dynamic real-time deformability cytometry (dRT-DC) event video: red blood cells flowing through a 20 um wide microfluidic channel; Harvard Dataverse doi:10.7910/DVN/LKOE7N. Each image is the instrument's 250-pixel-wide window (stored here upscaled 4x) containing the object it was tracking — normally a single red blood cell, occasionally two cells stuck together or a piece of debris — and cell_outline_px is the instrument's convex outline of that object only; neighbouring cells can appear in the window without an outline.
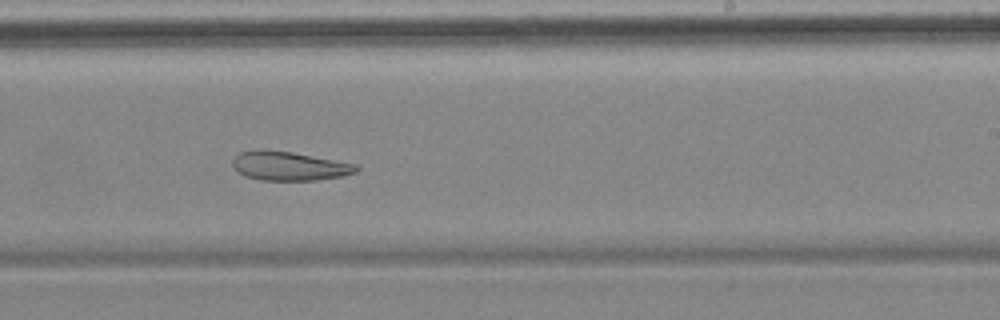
{"species": "common noctule bat (a hibernating species)", "species_latin": "Nyctalus noctula", "temperature_condition": "cold", "stored_images_in_passage": 10, "camera_frame_rate_fps": 3000, "um_per_image_px": 0.085, "animal": {"sex": "female", "body_mass_g": 18.4}, "frame": {"image": 1, "passage_image": 9, "time_ms": 10.333, "image_size_px": [1000, 320], "cell_outline_px": [[360, 168], [356, 172], [344, 176], [316, 180], [260, 180], [244, 176], [232, 164], [232, 160], [240, 152], [260, 148], [292, 152], [356, 164]], "centroid_in_image_um": [24.58, 14.1], "position_along_channel_um": 264.4, "area_um2": 20.92}}